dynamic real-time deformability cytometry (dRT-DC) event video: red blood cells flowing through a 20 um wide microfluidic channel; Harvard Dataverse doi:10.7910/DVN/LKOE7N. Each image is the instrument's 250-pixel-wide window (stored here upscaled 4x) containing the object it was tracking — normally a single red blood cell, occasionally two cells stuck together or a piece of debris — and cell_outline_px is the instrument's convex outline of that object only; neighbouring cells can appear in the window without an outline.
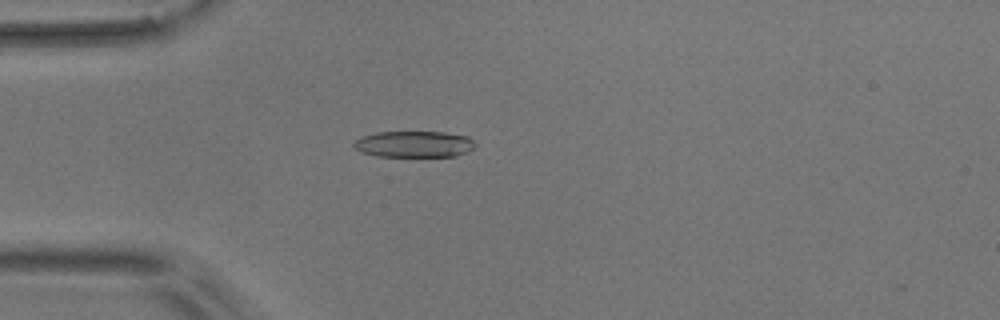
{"species": "common noctule bat (a hibernating species)", "species_latin": "Nyctalus noctula", "temperature_condition": "room temperature", "stored_images_in_passage": 2, "camera_frame_rate_fps": 3000, "um_per_image_px": 0.085, "animal": {"sex": "male", "body_mass_g": 17.9}, "frame": {"image": 1, "passage_image": 2, "time_ms": 1.0, "image_size_px": [1000, 320], "cell_outline_px": [[476, 148], [468, 152], [456, 156], [376, 156], [364, 152], [356, 148], [352, 144], [360, 136], [376, 132], [444, 132], [468, 136], [476, 144]], "centroid_in_image_um": [35.24, 12.25], "position_along_channel_um": 49.8, "area_um2": 18.67}}